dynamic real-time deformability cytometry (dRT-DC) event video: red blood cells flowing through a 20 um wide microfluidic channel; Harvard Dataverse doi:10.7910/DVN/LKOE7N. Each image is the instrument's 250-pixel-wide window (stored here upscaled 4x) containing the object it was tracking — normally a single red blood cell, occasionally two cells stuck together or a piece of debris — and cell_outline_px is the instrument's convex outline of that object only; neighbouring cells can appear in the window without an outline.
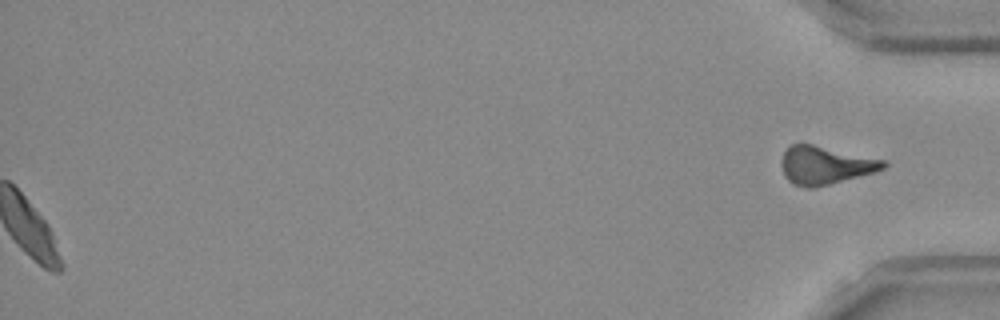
{"species": "Egyptian fruit bat (a non-hibernating species)", "species_latin": "Rousettus aegyptiacus", "temperature_condition": "room temperature", "stored_images_in_passage": 41, "segment_of_instrument_passage": [2, 2], "camera_frame_rate_fps": 3000, "um_per_image_px": 0.085, "frame": {"image": 1, "passage_image": 41, "time_ms": 13.333, "image_size_px": [1000, 320], "cell_outline_px": [[888, 164], [884, 168], [872, 172], [828, 184], [812, 188], [808, 188], [792, 184], [784, 176], [780, 164], [780, 160], [784, 152], [792, 144], [812, 144], [884, 160]], "centroid_in_image_um": [70.08, 14.04], "position_along_channel_um": 365.1, "area_um2": 22.25}}